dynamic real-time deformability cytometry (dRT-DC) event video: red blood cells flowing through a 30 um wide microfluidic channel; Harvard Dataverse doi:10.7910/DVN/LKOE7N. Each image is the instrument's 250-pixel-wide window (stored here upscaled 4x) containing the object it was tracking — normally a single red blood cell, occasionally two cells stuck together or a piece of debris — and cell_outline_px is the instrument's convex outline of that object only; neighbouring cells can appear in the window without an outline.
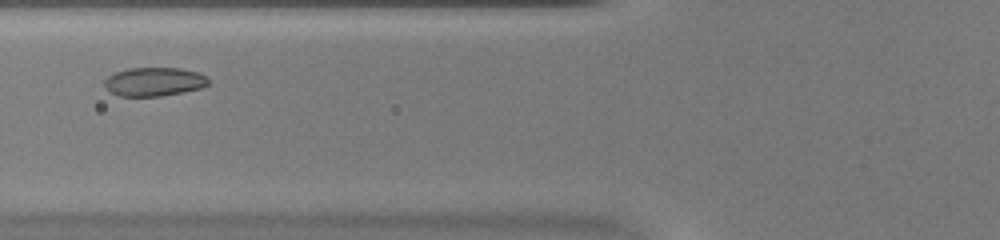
{"species": "common noctule bat (a hibernating species)", "species_latin": "Nyctalus noctula", "temperature_condition": "warm", "stored_images_in_passage": 30, "camera_frame_rate_fps": 3000, "um_per_image_px": 0.085, "animal": {"sex": "female", "body_mass_g": 20.0, "forearm_length_mm": 54.0}, "frame": {"image": 1, "passage_image": 6, "time_ms": 1.667, "image_size_px": [1000, 240], "cell_outline_px": [[208, 84], [200, 88], [184, 92], [160, 96], [120, 96], [112, 92], [104, 84], [104, 80], [108, 76], [116, 72], [128, 68], [180, 68], [196, 72], [204, 76], [208, 80]], "centroid_in_image_um": [13.09, 6.94], "position_along_channel_um": 112.7, "area_um2": 17.17}}
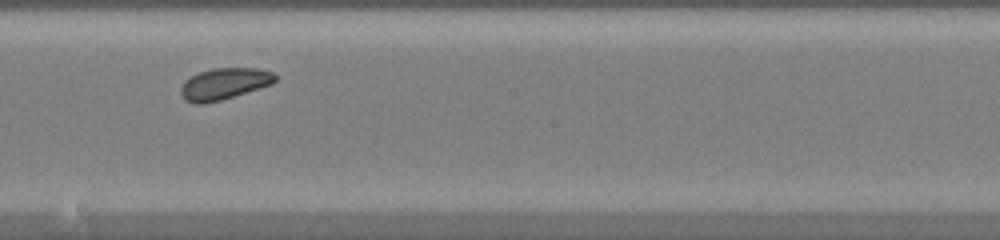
{"frame": {"image": 2, "passage_image": 15, "time_ms": 4.667, "image_size_px": [1000, 240], "cell_outline_px": [[276, 80], [272, 84], [220, 100], [204, 104], [196, 104], [184, 100], [180, 92], [180, 88], [184, 80], [200, 72], [212, 68], [256, 68], [272, 72], [276, 76]], "centroid_in_image_um": [19.02, 7.12], "position_along_channel_um": 229.2, "area_um2": 17.22}}
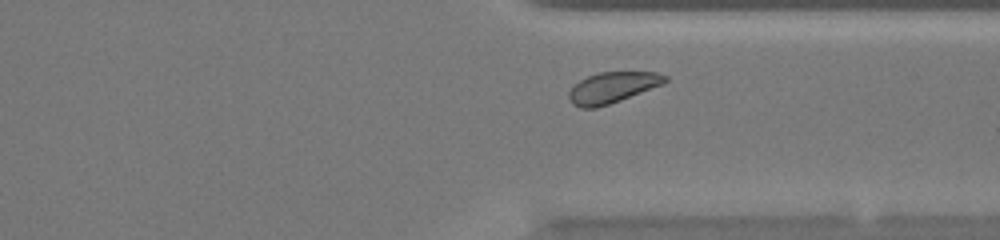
{"frame": {"image": 3, "passage_image": 25, "time_ms": 8.0, "image_size_px": [1000, 240], "cell_outline_px": [[668, 80], [664, 84], [620, 100], [596, 108], [580, 108], [572, 104], [568, 96], [568, 92], [580, 80], [588, 76], [600, 72], [656, 72], [668, 76]], "centroid_in_image_um": [52.07, 7.44], "position_along_channel_um": 359.3, "area_um2": 17.22}, "authors_computed_cell_mechanics": {"area_um2": 17.2244, "velocity_mm_per_s": 3.8966, "shape_relaxation_time_tau1_ms": 4.3122, "shape_relaxation_time_tau2_ms": 3.8748, "deformation_change_tau1": 0.067, "deformation_change_tau2": 0.0785}}